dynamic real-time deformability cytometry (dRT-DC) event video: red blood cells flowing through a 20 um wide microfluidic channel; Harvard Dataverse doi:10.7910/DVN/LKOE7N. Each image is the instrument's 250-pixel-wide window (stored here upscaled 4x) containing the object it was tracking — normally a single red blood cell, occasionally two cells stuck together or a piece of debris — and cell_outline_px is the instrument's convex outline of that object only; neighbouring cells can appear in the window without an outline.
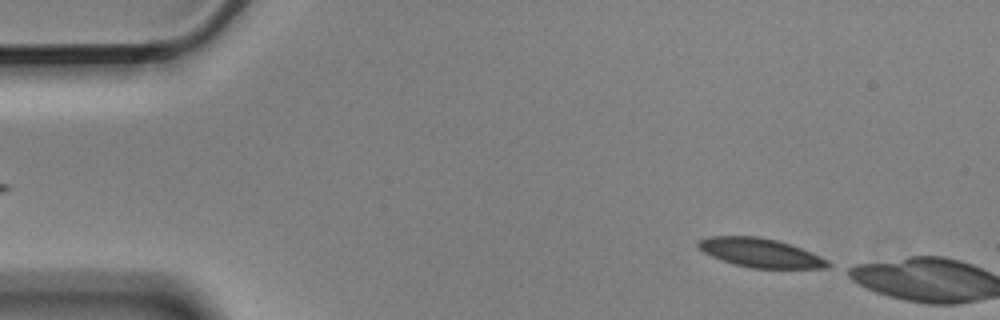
{"species": "Egyptian fruit bat (a non-hibernating species)", "species_latin": "Rousettus aegyptiacus", "temperature_condition": "cold", "stored_images_in_passage": 5, "segment_of_instrument_passage": [2, 2], "camera_frame_rate_fps": 3000, "um_per_image_px": 0.085, "animal": {"sex": "male"}, "frame": {"image": 1, "passage_image": 5, "time_ms": 1.333, "image_size_px": [1000, 320], "cell_outline_px": [[832, 264], [828, 268], [752, 268], [732, 264], [712, 256], [696, 248], [696, 244], [700, 240], [708, 236], [756, 236], [776, 240], [812, 252], [828, 260]], "centroid_in_image_um": [64.61, 21.49], "position_along_channel_um": 20.4, "area_um2": 21.85}}